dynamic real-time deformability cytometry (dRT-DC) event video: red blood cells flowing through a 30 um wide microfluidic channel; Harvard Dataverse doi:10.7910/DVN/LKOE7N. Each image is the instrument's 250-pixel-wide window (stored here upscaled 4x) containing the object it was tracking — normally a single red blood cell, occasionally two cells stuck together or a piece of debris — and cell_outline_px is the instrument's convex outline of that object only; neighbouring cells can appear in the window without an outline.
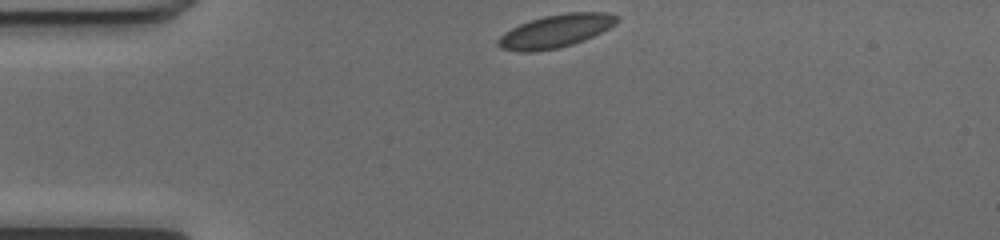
{"species": "common noctule bat (a hibernating species)", "species_latin": "Nyctalus noctula", "temperature_condition": "cold", "stored_images_in_passage": 41, "camera_frame_rate_fps": 3000, "um_per_image_px": 0.085, "animal": {"sex": "female", "body_mass_g": 17.0, "forearm_length_mm": 48.0}, "frame": {"image": 1, "passage_image": 1, "time_ms": 0.0, "image_size_px": [1000, 240], "cell_outline_px": [[616, 24], [584, 40], [572, 44], [556, 48], [536, 52], [520, 52], [500, 48], [496, 44], [496, 40], [504, 32], [520, 24], [544, 16], [568, 12], [608, 12], [616, 16]], "centroid_in_image_um": [47.18, 2.65], "position_along_channel_um": 37.8, "area_um2": 22.66}}
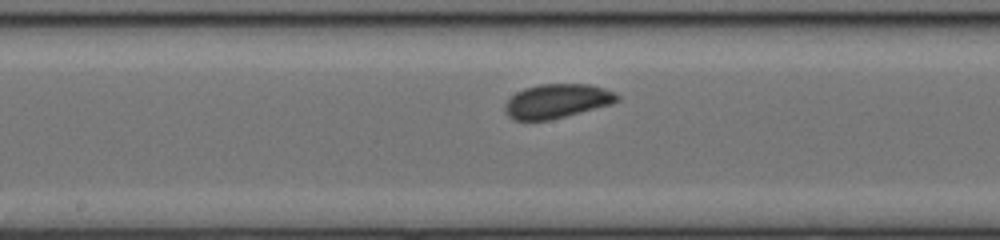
{"frame": {"image": 2, "passage_image": 16, "time_ms": 5.0, "image_size_px": [1000, 240], "cell_outline_px": [[620, 100], [612, 104], [548, 120], [516, 120], [508, 116], [504, 112], [504, 104], [516, 92], [524, 88], [540, 84], [588, 84], [604, 88], [616, 92], [620, 96]], "centroid_in_image_um": [47.35, 8.58], "position_along_channel_um": 200.9, "area_um2": 22.31}}
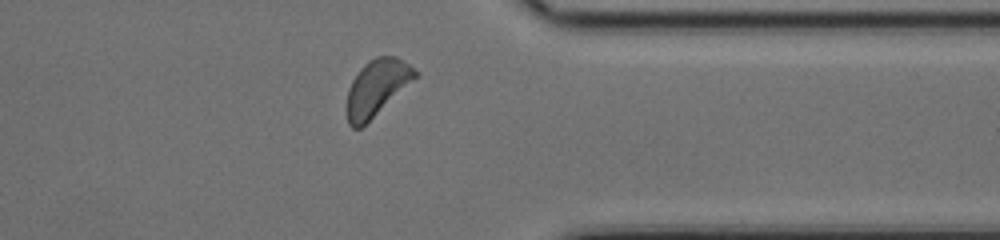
{"frame": {"image": 3, "passage_image": 30, "time_ms": 9.667, "image_size_px": [1000, 240], "cell_outline_px": [[416, 76], [360, 128], [352, 128], [348, 124], [348, 88], [352, 80], [360, 68], [368, 60], [376, 56], [396, 56], [408, 64], [416, 72]], "centroid_in_image_um": [31.97, 7.41], "position_along_channel_um": 379.4, "area_um2": 21.33}, "authors_computed_cell_mechanics": {"area_um2": 22.1374, "velocity_mm_per_s": 3.9885, "shape_relaxation_time_tau1_ms": 1.2539, "shape_relaxation_time_tau2_ms": null, "deformation_change_tau1": 0.0319, "deformation_change_tau2": null}}